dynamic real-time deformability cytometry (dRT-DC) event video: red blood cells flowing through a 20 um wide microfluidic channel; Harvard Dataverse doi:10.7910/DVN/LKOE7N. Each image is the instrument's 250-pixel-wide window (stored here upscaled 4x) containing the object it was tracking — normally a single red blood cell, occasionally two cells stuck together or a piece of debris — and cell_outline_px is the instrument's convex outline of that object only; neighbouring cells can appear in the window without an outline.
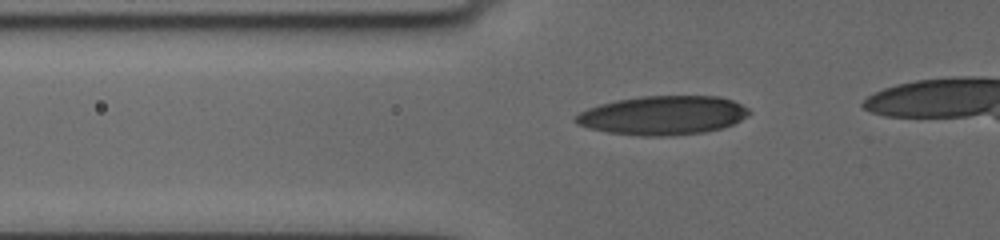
{"species": "human", "species_latin": "Homo sapiens", "temperature_condition": "cold", "stored_images_in_passage": 43, "camera_frame_rate_fps": 3000, "um_per_image_px": 0.085, "donor": {"sex": "female"}, "frame": {"image": 1, "passage_image": 16, "time_ms": 3.667, "image_size_px": [1000, 240], "cell_outline_px": [[752, 112], [748, 116], [724, 128], [704, 132], [668, 136], [640, 136], [608, 132], [588, 128], [576, 124], [576, 116], [580, 112], [588, 108], [600, 104], [616, 100], [640, 96], [720, 96], [732, 100], [748, 108]], "centroid_in_image_um": [56.36, 9.8], "position_along_channel_um": 69.4, "area_um2": 39.48}}
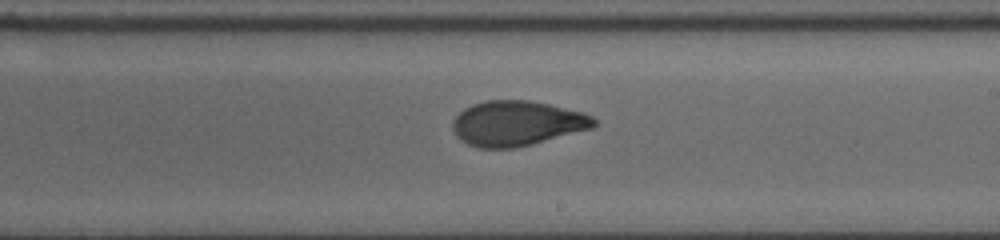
{"frame": {"image": 2, "passage_image": 29, "time_ms": 8.667, "image_size_px": [1000, 240], "cell_outline_px": [[596, 124], [592, 128], [532, 144], [516, 148], [480, 148], [468, 144], [460, 140], [456, 136], [452, 128], [452, 120], [464, 108], [472, 104], [488, 100], [528, 100], [548, 104], [584, 112], [592, 116], [596, 120]], "centroid_in_image_um": [43.92, 10.48], "position_along_channel_um": 245.1, "area_um2": 37.11}}
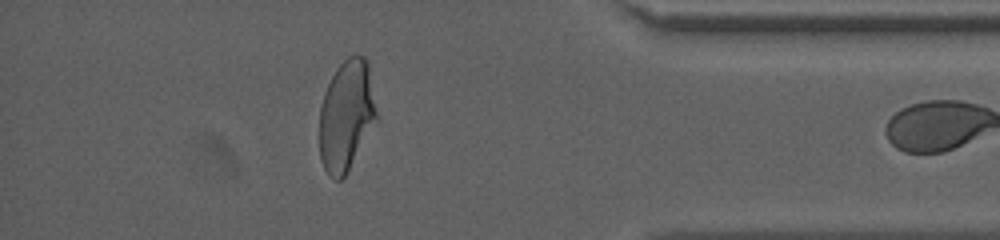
{"frame": {"image": 3, "passage_image": 42, "time_ms": 13.667, "image_size_px": [1000, 240], "cell_outline_px": [[376, 120], [344, 176], [340, 180], [336, 180], [328, 176], [320, 160], [320, 108], [324, 92], [336, 68], [348, 56], [364, 56], [368, 60], [376, 112]], "centroid_in_image_um": [29.41, 9.8], "position_along_channel_um": 405.8, "area_um2": 36.24}}